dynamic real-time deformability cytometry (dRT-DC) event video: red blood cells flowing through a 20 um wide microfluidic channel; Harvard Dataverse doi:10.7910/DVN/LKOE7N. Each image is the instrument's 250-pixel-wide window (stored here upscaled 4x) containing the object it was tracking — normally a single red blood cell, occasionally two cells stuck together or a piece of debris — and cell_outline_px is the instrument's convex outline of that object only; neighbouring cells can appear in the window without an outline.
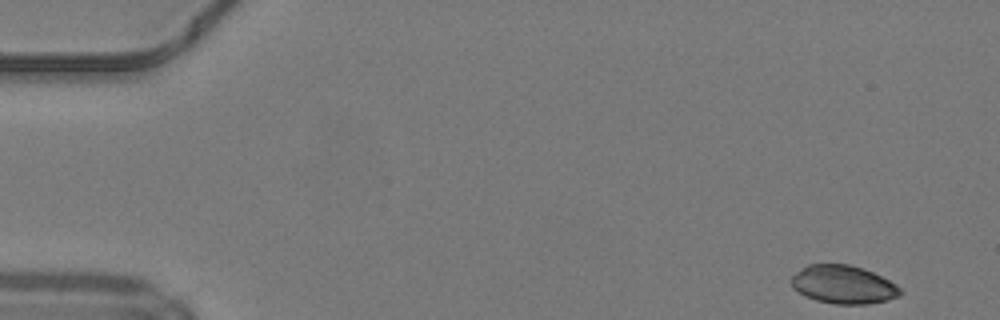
{"species": "common noctule bat (a hibernating species)", "species_latin": "Nyctalus noctula", "temperature_condition": "warm", "stored_images_in_passage": 47, "camera_frame_rate_fps": 3000, "um_per_image_px": 0.085, "animal": {"sex": "male", "body_mass_g": 19.2, "forearm_length_mm": 51.8}, "frame": {"image": 1, "passage_image": 1, "time_ms": 0.0, "image_size_px": [1000, 320], "cell_outline_px": [[900, 296], [888, 300], [868, 304], [836, 304], [816, 300], [804, 296], [792, 288], [788, 280], [796, 272], [808, 264], [848, 264], [864, 268], [896, 284], [900, 288]], "centroid_in_image_um": [71.64, 24.19], "position_along_channel_um": 13.4, "area_um2": 24.45}}
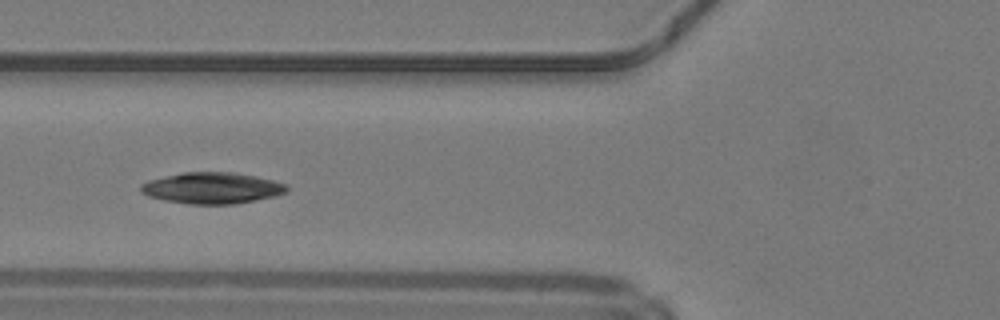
{"frame": {"image": 2, "passage_image": 17, "time_ms": 5.333, "image_size_px": [1000, 320], "cell_outline_px": [[288, 192], [276, 196], [236, 204], [188, 204], [164, 200], [148, 196], [140, 192], [140, 184], [148, 180], [164, 176], [184, 172], [236, 172], [272, 180], [288, 184]], "centroid_in_image_um": [18.03, 15.98], "position_along_channel_um": 107.8, "area_um2": 26.82}}
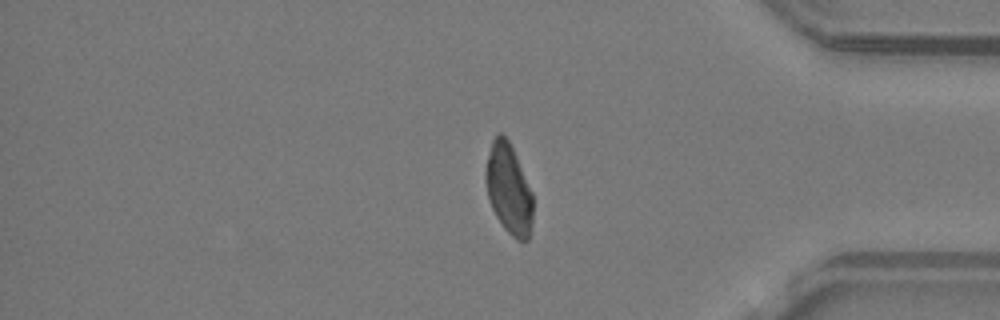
{"frame": {"image": 3, "passage_image": 39, "time_ms": 12.667, "image_size_px": [1000, 320], "cell_outline_px": [[532, 224], [528, 240], [516, 240], [504, 228], [496, 216], [492, 208], [488, 196], [484, 180], [484, 168], [492, 140], [496, 132], [500, 132], [508, 140], [516, 156], [532, 192]], "centroid_in_image_um": [43.21, 16.05], "position_along_channel_um": 392.0, "area_um2": 24.85}, "authors_computed_cell_mechanics": {"area_um2": 25.3742, "velocity_mm_per_s": 4.1925, "shape_relaxation_time_tau1_ms": null, "shape_relaxation_time_tau2_ms": 2.8739, "deformation_change_tau1": null, "deformation_change_tau2": 0.0565}}